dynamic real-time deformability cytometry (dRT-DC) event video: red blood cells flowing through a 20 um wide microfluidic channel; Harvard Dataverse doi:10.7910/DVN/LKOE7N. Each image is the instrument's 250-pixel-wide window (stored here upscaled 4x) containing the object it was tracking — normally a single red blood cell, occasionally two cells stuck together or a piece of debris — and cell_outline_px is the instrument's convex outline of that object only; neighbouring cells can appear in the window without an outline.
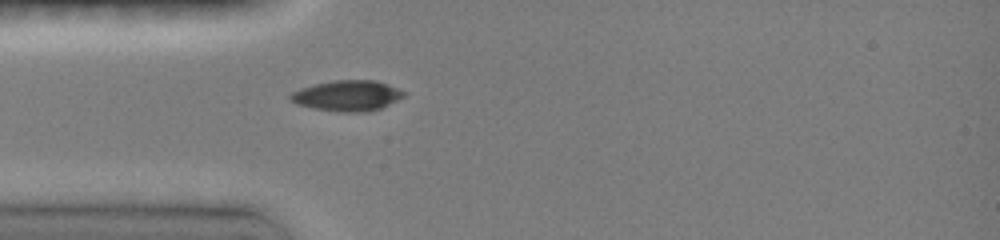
{"species": "common noctule bat (a hibernating species)", "species_latin": "Nyctalus noctula", "temperature_condition": "room temperature", "stored_images_in_passage": 1, "camera_frame_rate_fps": 3000, "um_per_image_px": 0.085, "animal": {"sex": "female", "body_mass_g": 19.0, "forearm_length_mm": 51.5}, "frame": {"image": 1, "passage_image": 1, "time_ms": 0.0, "image_size_px": [1000, 240], "cell_outline_px": [[408, 92], [404, 96], [380, 108], [368, 112], [344, 112], [316, 108], [296, 104], [288, 100], [288, 96], [292, 92], [300, 88], [332, 80], [376, 80], [388, 84]], "centroid_in_image_um": [29.52, 8.12], "position_along_channel_um": 55.5, "area_um2": 20.23}}